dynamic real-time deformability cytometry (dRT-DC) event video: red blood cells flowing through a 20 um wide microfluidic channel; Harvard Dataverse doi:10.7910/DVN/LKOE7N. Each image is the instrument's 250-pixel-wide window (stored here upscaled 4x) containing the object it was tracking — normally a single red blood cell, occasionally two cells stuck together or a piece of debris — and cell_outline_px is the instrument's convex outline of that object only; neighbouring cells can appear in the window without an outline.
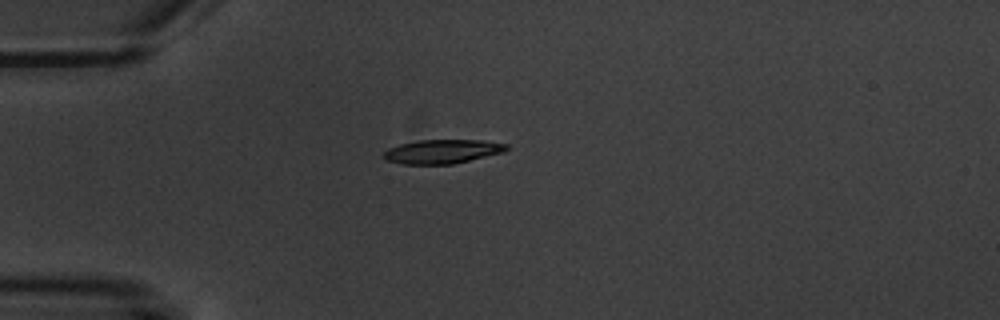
{"species": "common noctule bat (a hibernating species)", "species_latin": "Nyctalus noctula", "temperature_condition": "warm", "stored_images_in_passage": 5, "camera_frame_rate_fps": 3000, "um_per_image_px": 0.085, "animal": {"sex": "male", "body_mass_g": 20.1, "forearm_length_mm": 53.5}, "frame": {"image": 1, "passage_image": 1, "time_ms": 0.0, "image_size_px": [1000, 320], "cell_outline_px": [[508, 148], [504, 152], [452, 164], [404, 164], [388, 160], [384, 156], [384, 152], [388, 148], [400, 144], [416, 140], [484, 140], [508, 144]], "centroid_in_image_um": [37.62, 12.86], "position_along_channel_um": 47.4, "area_um2": 17.05}}
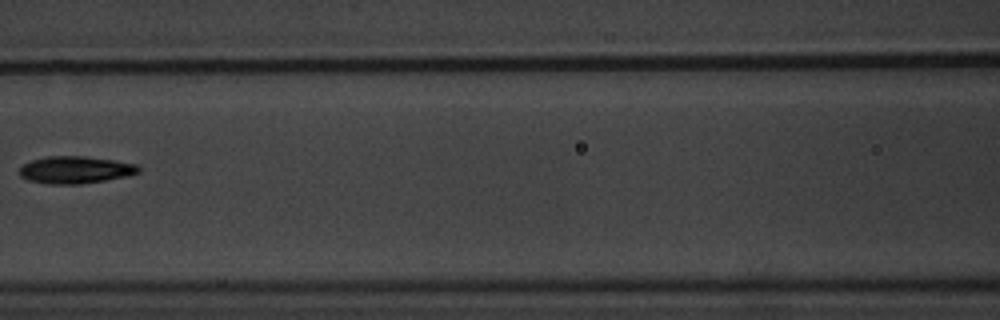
{"frame": {"image": 2, "passage_image": 4, "time_ms": 3.667, "image_size_px": [1000, 320], "cell_outline_px": [[140, 172], [128, 176], [80, 184], [48, 184], [28, 180], [20, 176], [20, 168], [24, 164], [32, 160], [48, 156], [84, 156], [112, 160], [136, 164], [140, 168]], "centroid_in_image_um": [6.41, 14.44], "position_along_channel_um": 160.2, "area_um2": 18.79}}